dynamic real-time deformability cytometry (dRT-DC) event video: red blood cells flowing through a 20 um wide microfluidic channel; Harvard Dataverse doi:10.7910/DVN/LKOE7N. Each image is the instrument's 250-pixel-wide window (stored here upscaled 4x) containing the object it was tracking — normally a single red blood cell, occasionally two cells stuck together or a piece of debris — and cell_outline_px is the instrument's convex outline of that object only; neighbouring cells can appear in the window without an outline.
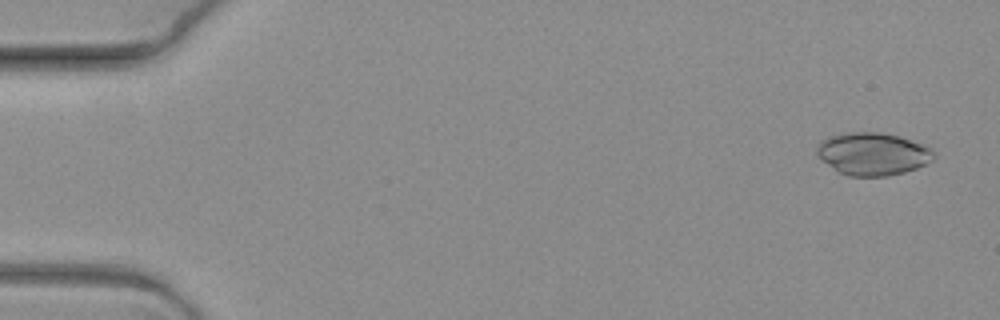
{"species": "common noctule bat (a hibernating species)", "species_latin": "Nyctalus noctula", "temperature_condition": "warm", "stored_images_in_passage": 6, "camera_frame_rate_fps": 3000, "um_per_image_px": 0.085, "animal": {"sex": "female", "body_mass_g": 19.3, "forearm_length_mm": 54.1}, "frame": {"image": 1, "passage_image": 1, "time_ms": 0.0, "image_size_px": [1000, 320], "cell_outline_px": [[936, 152], [932, 160], [916, 168], [904, 172], [888, 176], [848, 176], [840, 172], [828, 164], [816, 152], [816, 144], [820, 140], [828, 136], [848, 132], [880, 132], [900, 136], [924, 144], [932, 148]], "centroid_in_image_um": [74.2, 13.06], "position_along_channel_um": 10.8, "area_um2": 29.13}}
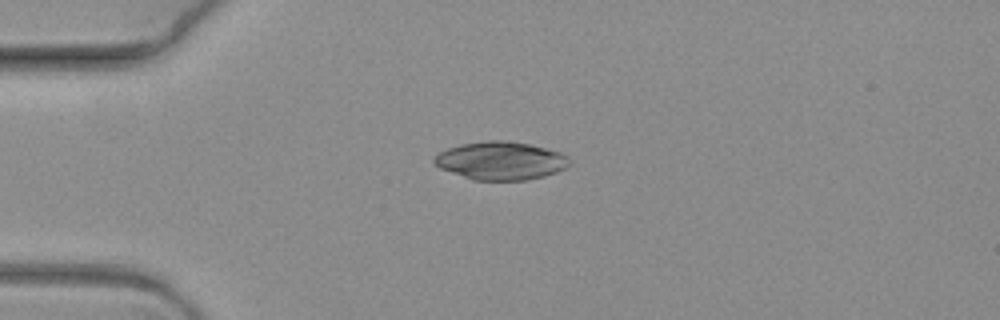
{"frame": {"image": 2, "passage_image": 5, "time_ms": 1.333, "image_size_px": [1000, 320], "cell_outline_px": [[572, 164], [556, 172], [544, 176], [524, 180], [472, 180], [440, 168], [432, 164], [432, 160], [440, 152], [448, 148], [460, 144], [488, 140], [504, 140], [528, 144], [560, 152], [568, 156]], "centroid_in_image_um": [42.55, 13.66], "position_along_channel_um": 42.5, "area_um2": 30.06}}